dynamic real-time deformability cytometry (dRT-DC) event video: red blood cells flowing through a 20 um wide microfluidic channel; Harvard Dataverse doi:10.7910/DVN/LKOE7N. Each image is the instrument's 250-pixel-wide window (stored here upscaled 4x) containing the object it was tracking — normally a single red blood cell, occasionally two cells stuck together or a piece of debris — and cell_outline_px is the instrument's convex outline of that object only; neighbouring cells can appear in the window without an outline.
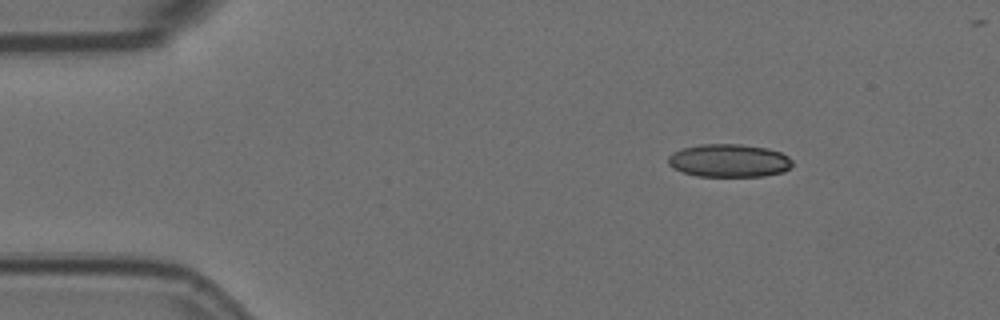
{"species": "Egyptian fruit bat (a non-hibernating species)", "species_latin": "Rousettus aegyptiacus", "temperature_condition": "room temperature", "stored_images_in_passage": 4, "camera_frame_rate_fps": 3000, "um_per_image_px": 0.085, "animal": {"sex": "female"}, "frame": {"image": 1, "passage_image": 1, "time_ms": 0.0, "image_size_px": [1000, 320], "cell_outline_px": [[792, 164], [784, 172], [764, 176], [696, 176], [672, 168], [668, 164], [668, 156], [672, 152], [684, 148], [700, 144], [740, 144], [768, 148], [780, 152], [788, 156], [792, 160]], "centroid_in_image_um": [61.96, 13.65], "position_along_channel_um": 23.0, "area_um2": 23.99}}